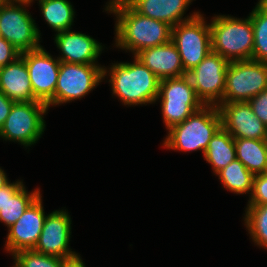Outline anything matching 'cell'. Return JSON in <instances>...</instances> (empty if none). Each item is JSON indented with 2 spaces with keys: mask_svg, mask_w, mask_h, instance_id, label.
Instances as JSON below:
<instances>
[{
  "mask_svg": "<svg viewBox=\"0 0 267 267\" xmlns=\"http://www.w3.org/2000/svg\"><path fill=\"white\" fill-rule=\"evenodd\" d=\"M107 13L116 16V48L132 52L134 56L146 48L171 40L172 27L169 24L139 14L128 3L116 5Z\"/></svg>",
  "mask_w": 267,
  "mask_h": 267,
  "instance_id": "obj_1",
  "label": "cell"
},
{
  "mask_svg": "<svg viewBox=\"0 0 267 267\" xmlns=\"http://www.w3.org/2000/svg\"><path fill=\"white\" fill-rule=\"evenodd\" d=\"M132 57V63H112L109 71L104 66L103 79L109 75L112 93L124 105L131 107L156 103L160 79L135 56Z\"/></svg>",
  "mask_w": 267,
  "mask_h": 267,
  "instance_id": "obj_2",
  "label": "cell"
},
{
  "mask_svg": "<svg viewBox=\"0 0 267 267\" xmlns=\"http://www.w3.org/2000/svg\"><path fill=\"white\" fill-rule=\"evenodd\" d=\"M222 127L219 108L204 105L191 114L184 122L168 130L163 147L176 151L204 152L214 134Z\"/></svg>",
  "mask_w": 267,
  "mask_h": 267,
  "instance_id": "obj_3",
  "label": "cell"
},
{
  "mask_svg": "<svg viewBox=\"0 0 267 267\" xmlns=\"http://www.w3.org/2000/svg\"><path fill=\"white\" fill-rule=\"evenodd\" d=\"M212 51L228 62L252 59L254 41L251 17L214 16L209 23Z\"/></svg>",
  "mask_w": 267,
  "mask_h": 267,
  "instance_id": "obj_4",
  "label": "cell"
},
{
  "mask_svg": "<svg viewBox=\"0 0 267 267\" xmlns=\"http://www.w3.org/2000/svg\"><path fill=\"white\" fill-rule=\"evenodd\" d=\"M158 100H161L162 118L167 130L184 122L191 114L204 106L197 98L187 74L160 80L156 101Z\"/></svg>",
  "mask_w": 267,
  "mask_h": 267,
  "instance_id": "obj_5",
  "label": "cell"
},
{
  "mask_svg": "<svg viewBox=\"0 0 267 267\" xmlns=\"http://www.w3.org/2000/svg\"><path fill=\"white\" fill-rule=\"evenodd\" d=\"M29 5L27 2L0 0L1 36L21 53L42 47L40 30L26 9Z\"/></svg>",
  "mask_w": 267,
  "mask_h": 267,
  "instance_id": "obj_6",
  "label": "cell"
},
{
  "mask_svg": "<svg viewBox=\"0 0 267 267\" xmlns=\"http://www.w3.org/2000/svg\"><path fill=\"white\" fill-rule=\"evenodd\" d=\"M47 104L43 102H14L9 116L0 128V138L31 147L45 131Z\"/></svg>",
  "mask_w": 267,
  "mask_h": 267,
  "instance_id": "obj_7",
  "label": "cell"
},
{
  "mask_svg": "<svg viewBox=\"0 0 267 267\" xmlns=\"http://www.w3.org/2000/svg\"><path fill=\"white\" fill-rule=\"evenodd\" d=\"M267 89V63L253 59L229 62L221 103L248 102Z\"/></svg>",
  "mask_w": 267,
  "mask_h": 267,
  "instance_id": "obj_8",
  "label": "cell"
},
{
  "mask_svg": "<svg viewBox=\"0 0 267 267\" xmlns=\"http://www.w3.org/2000/svg\"><path fill=\"white\" fill-rule=\"evenodd\" d=\"M103 67L99 64L60 62L54 97L47 103L57 106L85 97L103 79Z\"/></svg>",
  "mask_w": 267,
  "mask_h": 267,
  "instance_id": "obj_9",
  "label": "cell"
},
{
  "mask_svg": "<svg viewBox=\"0 0 267 267\" xmlns=\"http://www.w3.org/2000/svg\"><path fill=\"white\" fill-rule=\"evenodd\" d=\"M200 12L193 18L172 27L171 41L181 57L186 72L197 66L211 51V31Z\"/></svg>",
  "mask_w": 267,
  "mask_h": 267,
  "instance_id": "obj_10",
  "label": "cell"
},
{
  "mask_svg": "<svg viewBox=\"0 0 267 267\" xmlns=\"http://www.w3.org/2000/svg\"><path fill=\"white\" fill-rule=\"evenodd\" d=\"M229 62L211 51L197 66L187 72L197 98L203 105L218 106L224 96Z\"/></svg>",
  "mask_w": 267,
  "mask_h": 267,
  "instance_id": "obj_11",
  "label": "cell"
},
{
  "mask_svg": "<svg viewBox=\"0 0 267 267\" xmlns=\"http://www.w3.org/2000/svg\"><path fill=\"white\" fill-rule=\"evenodd\" d=\"M29 71L34 97L47 104L55 95L60 60L40 47L21 53Z\"/></svg>",
  "mask_w": 267,
  "mask_h": 267,
  "instance_id": "obj_12",
  "label": "cell"
},
{
  "mask_svg": "<svg viewBox=\"0 0 267 267\" xmlns=\"http://www.w3.org/2000/svg\"><path fill=\"white\" fill-rule=\"evenodd\" d=\"M71 217L64 209L47 214L37 245L34 250L70 261L80 257L71 248Z\"/></svg>",
  "mask_w": 267,
  "mask_h": 267,
  "instance_id": "obj_13",
  "label": "cell"
},
{
  "mask_svg": "<svg viewBox=\"0 0 267 267\" xmlns=\"http://www.w3.org/2000/svg\"><path fill=\"white\" fill-rule=\"evenodd\" d=\"M40 194L21 217L8 228L5 250L11 255L19 250L34 249L46 219Z\"/></svg>",
  "mask_w": 267,
  "mask_h": 267,
  "instance_id": "obj_14",
  "label": "cell"
},
{
  "mask_svg": "<svg viewBox=\"0 0 267 267\" xmlns=\"http://www.w3.org/2000/svg\"><path fill=\"white\" fill-rule=\"evenodd\" d=\"M222 127L233 138L265 140L267 127L254 114L248 102L220 103Z\"/></svg>",
  "mask_w": 267,
  "mask_h": 267,
  "instance_id": "obj_15",
  "label": "cell"
},
{
  "mask_svg": "<svg viewBox=\"0 0 267 267\" xmlns=\"http://www.w3.org/2000/svg\"><path fill=\"white\" fill-rule=\"evenodd\" d=\"M54 42L61 52L57 58L67 63L97 64L104 49L93 37L71 29L56 33Z\"/></svg>",
  "mask_w": 267,
  "mask_h": 267,
  "instance_id": "obj_16",
  "label": "cell"
},
{
  "mask_svg": "<svg viewBox=\"0 0 267 267\" xmlns=\"http://www.w3.org/2000/svg\"><path fill=\"white\" fill-rule=\"evenodd\" d=\"M135 57L160 80L186 75L181 57L174 43L169 42L138 52Z\"/></svg>",
  "mask_w": 267,
  "mask_h": 267,
  "instance_id": "obj_17",
  "label": "cell"
},
{
  "mask_svg": "<svg viewBox=\"0 0 267 267\" xmlns=\"http://www.w3.org/2000/svg\"><path fill=\"white\" fill-rule=\"evenodd\" d=\"M0 91L14 102H40L33 95L29 71L22 56L0 67Z\"/></svg>",
  "mask_w": 267,
  "mask_h": 267,
  "instance_id": "obj_18",
  "label": "cell"
},
{
  "mask_svg": "<svg viewBox=\"0 0 267 267\" xmlns=\"http://www.w3.org/2000/svg\"><path fill=\"white\" fill-rule=\"evenodd\" d=\"M193 0H130L128 4L139 14L169 24L171 27L190 19L199 12L184 16Z\"/></svg>",
  "mask_w": 267,
  "mask_h": 267,
  "instance_id": "obj_19",
  "label": "cell"
},
{
  "mask_svg": "<svg viewBox=\"0 0 267 267\" xmlns=\"http://www.w3.org/2000/svg\"><path fill=\"white\" fill-rule=\"evenodd\" d=\"M40 194L39 188L29 193L20 180L9 182L0 189V222L9 228Z\"/></svg>",
  "mask_w": 267,
  "mask_h": 267,
  "instance_id": "obj_20",
  "label": "cell"
},
{
  "mask_svg": "<svg viewBox=\"0 0 267 267\" xmlns=\"http://www.w3.org/2000/svg\"><path fill=\"white\" fill-rule=\"evenodd\" d=\"M204 159L211 164L215 175L236 159L234 138L223 127L214 134L208 143Z\"/></svg>",
  "mask_w": 267,
  "mask_h": 267,
  "instance_id": "obj_21",
  "label": "cell"
},
{
  "mask_svg": "<svg viewBox=\"0 0 267 267\" xmlns=\"http://www.w3.org/2000/svg\"><path fill=\"white\" fill-rule=\"evenodd\" d=\"M236 158L254 175L267 172L265 140L234 138Z\"/></svg>",
  "mask_w": 267,
  "mask_h": 267,
  "instance_id": "obj_22",
  "label": "cell"
},
{
  "mask_svg": "<svg viewBox=\"0 0 267 267\" xmlns=\"http://www.w3.org/2000/svg\"><path fill=\"white\" fill-rule=\"evenodd\" d=\"M44 20L56 33L72 29L75 11L68 0H38Z\"/></svg>",
  "mask_w": 267,
  "mask_h": 267,
  "instance_id": "obj_23",
  "label": "cell"
},
{
  "mask_svg": "<svg viewBox=\"0 0 267 267\" xmlns=\"http://www.w3.org/2000/svg\"><path fill=\"white\" fill-rule=\"evenodd\" d=\"M223 188L234 194H250L253 189L254 174L250 172L237 158L217 174Z\"/></svg>",
  "mask_w": 267,
  "mask_h": 267,
  "instance_id": "obj_24",
  "label": "cell"
},
{
  "mask_svg": "<svg viewBox=\"0 0 267 267\" xmlns=\"http://www.w3.org/2000/svg\"><path fill=\"white\" fill-rule=\"evenodd\" d=\"M253 27V55L252 59L267 63V4L258 1L249 13Z\"/></svg>",
  "mask_w": 267,
  "mask_h": 267,
  "instance_id": "obj_25",
  "label": "cell"
},
{
  "mask_svg": "<svg viewBox=\"0 0 267 267\" xmlns=\"http://www.w3.org/2000/svg\"><path fill=\"white\" fill-rule=\"evenodd\" d=\"M244 221L252 241L267 249V204L247 205Z\"/></svg>",
  "mask_w": 267,
  "mask_h": 267,
  "instance_id": "obj_26",
  "label": "cell"
},
{
  "mask_svg": "<svg viewBox=\"0 0 267 267\" xmlns=\"http://www.w3.org/2000/svg\"><path fill=\"white\" fill-rule=\"evenodd\" d=\"M15 267H66L68 259L42 254L34 249L19 250L12 254Z\"/></svg>",
  "mask_w": 267,
  "mask_h": 267,
  "instance_id": "obj_27",
  "label": "cell"
},
{
  "mask_svg": "<svg viewBox=\"0 0 267 267\" xmlns=\"http://www.w3.org/2000/svg\"><path fill=\"white\" fill-rule=\"evenodd\" d=\"M263 204H267V172L254 176L253 189L247 205Z\"/></svg>",
  "mask_w": 267,
  "mask_h": 267,
  "instance_id": "obj_28",
  "label": "cell"
},
{
  "mask_svg": "<svg viewBox=\"0 0 267 267\" xmlns=\"http://www.w3.org/2000/svg\"><path fill=\"white\" fill-rule=\"evenodd\" d=\"M254 114L267 127V89L248 101Z\"/></svg>",
  "mask_w": 267,
  "mask_h": 267,
  "instance_id": "obj_29",
  "label": "cell"
},
{
  "mask_svg": "<svg viewBox=\"0 0 267 267\" xmlns=\"http://www.w3.org/2000/svg\"><path fill=\"white\" fill-rule=\"evenodd\" d=\"M20 56L21 52L3 37L0 38V67L6 66Z\"/></svg>",
  "mask_w": 267,
  "mask_h": 267,
  "instance_id": "obj_30",
  "label": "cell"
},
{
  "mask_svg": "<svg viewBox=\"0 0 267 267\" xmlns=\"http://www.w3.org/2000/svg\"><path fill=\"white\" fill-rule=\"evenodd\" d=\"M14 101L10 100L0 91V128L4 125L5 120L9 116Z\"/></svg>",
  "mask_w": 267,
  "mask_h": 267,
  "instance_id": "obj_31",
  "label": "cell"
},
{
  "mask_svg": "<svg viewBox=\"0 0 267 267\" xmlns=\"http://www.w3.org/2000/svg\"><path fill=\"white\" fill-rule=\"evenodd\" d=\"M130 0H110L107 2L108 4L106 5L105 11L110 10L112 7L120 4H125L128 3Z\"/></svg>",
  "mask_w": 267,
  "mask_h": 267,
  "instance_id": "obj_32",
  "label": "cell"
},
{
  "mask_svg": "<svg viewBox=\"0 0 267 267\" xmlns=\"http://www.w3.org/2000/svg\"><path fill=\"white\" fill-rule=\"evenodd\" d=\"M66 267H86L81 259V256L75 260L69 261Z\"/></svg>",
  "mask_w": 267,
  "mask_h": 267,
  "instance_id": "obj_33",
  "label": "cell"
},
{
  "mask_svg": "<svg viewBox=\"0 0 267 267\" xmlns=\"http://www.w3.org/2000/svg\"><path fill=\"white\" fill-rule=\"evenodd\" d=\"M10 181H8L7 175L4 170L0 167V189L7 185Z\"/></svg>",
  "mask_w": 267,
  "mask_h": 267,
  "instance_id": "obj_34",
  "label": "cell"
},
{
  "mask_svg": "<svg viewBox=\"0 0 267 267\" xmlns=\"http://www.w3.org/2000/svg\"><path fill=\"white\" fill-rule=\"evenodd\" d=\"M7 1H12V2H27V3H32L34 0H7Z\"/></svg>",
  "mask_w": 267,
  "mask_h": 267,
  "instance_id": "obj_35",
  "label": "cell"
},
{
  "mask_svg": "<svg viewBox=\"0 0 267 267\" xmlns=\"http://www.w3.org/2000/svg\"><path fill=\"white\" fill-rule=\"evenodd\" d=\"M261 3L267 4V0H258Z\"/></svg>",
  "mask_w": 267,
  "mask_h": 267,
  "instance_id": "obj_36",
  "label": "cell"
}]
</instances>
